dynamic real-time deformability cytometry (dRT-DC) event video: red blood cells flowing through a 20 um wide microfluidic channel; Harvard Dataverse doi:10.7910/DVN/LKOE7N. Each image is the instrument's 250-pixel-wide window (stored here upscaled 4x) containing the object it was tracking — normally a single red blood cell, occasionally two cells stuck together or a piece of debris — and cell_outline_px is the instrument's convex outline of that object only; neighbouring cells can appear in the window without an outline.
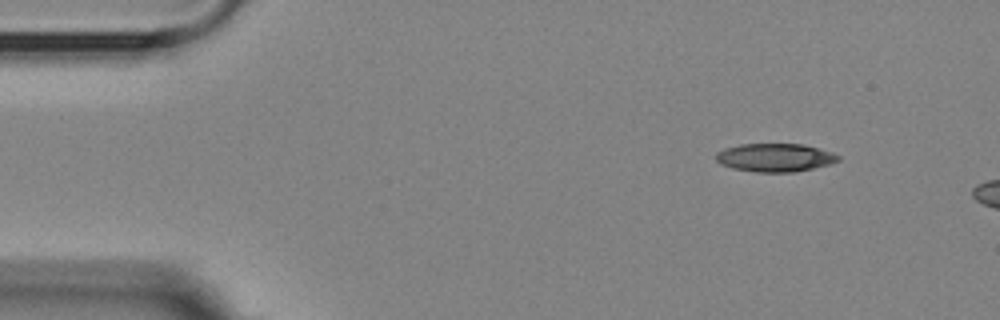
{"species": "Egyptian fruit bat (a non-hibernating species)", "species_latin": "Rousettus aegyptiacus", "temperature_condition": "room temperature", "stored_images_in_passage": 3, "camera_frame_rate_fps": 3000, "um_per_image_px": 0.085, "animal": {"sex": "female"}, "frame": {"image": 1, "passage_image": 1, "time_ms": 0.0, "image_size_px": [1000, 320], "cell_outline_px": [[840, 160], [828, 164], [812, 168], [792, 172], [756, 172], [732, 168], [720, 164], [716, 160], [716, 152], [724, 148], [740, 144], [804, 144], [820, 148], [832, 152], [840, 156]], "centroid_in_image_um": [65.86, 13.38], "position_along_channel_um": 19.1, "area_um2": 20.17}}